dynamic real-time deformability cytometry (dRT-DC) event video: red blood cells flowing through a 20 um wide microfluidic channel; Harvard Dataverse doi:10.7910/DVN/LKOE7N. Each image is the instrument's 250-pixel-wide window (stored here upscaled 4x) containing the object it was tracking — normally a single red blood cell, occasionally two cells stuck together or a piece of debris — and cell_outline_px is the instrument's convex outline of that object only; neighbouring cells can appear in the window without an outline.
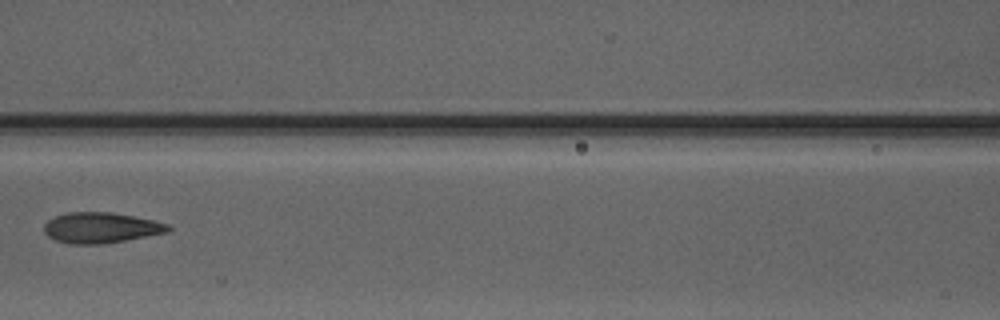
{"species": "Egyptian fruit bat (a non-hibernating species)", "species_latin": "Rousettus aegyptiacus", "temperature_condition": "warm", "stored_images_in_passage": 3, "camera_frame_rate_fps": 3000, "um_per_image_px": 0.085, "animal": {"sex": "male"}, "frame": {"image": 1, "passage_image": 3, "time_ms": 2.333, "image_size_px": [1000, 320], "cell_outline_px": [[172, 228], [168, 232], [104, 244], [72, 244], [56, 240], [48, 236], [44, 232], [44, 224], [48, 220], [56, 216], [68, 212], [112, 212], [152, 220], [168, 224]], "centroid_in_image_um": [8.56, 19.36], "position_along_channel_um": 158.0, "area_um2": 22.02}}